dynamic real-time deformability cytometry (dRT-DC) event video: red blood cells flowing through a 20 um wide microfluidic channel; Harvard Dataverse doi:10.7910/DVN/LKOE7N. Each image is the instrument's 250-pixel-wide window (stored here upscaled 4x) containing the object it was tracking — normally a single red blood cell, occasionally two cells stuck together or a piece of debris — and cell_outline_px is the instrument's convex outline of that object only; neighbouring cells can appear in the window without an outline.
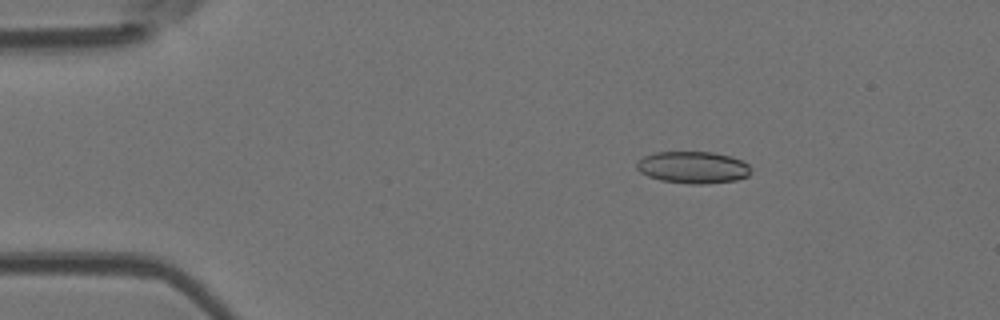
{"species": "Egyptian fruit bat (a non-hibernating species)", "species_latin": "Rousettus aegyptiacus", "temperature_condition": "room temperature", "stored_images_in_passage": 5, "camera_frame_rate_fps": 3000, "um_per_image_px": 0.085, "animal": {"sex": "female"}, "frame": {"image": 1, "passage_image": 3, "time_ms": 2.333, "image_size_px": [1000, 320], "cell_outline_px": [[752, 172], [748, 176], [736, 180], [704, 184], [688, 184], [660, 180], [648, 176], [640, 172], [636, 168], [636, 164], [644, 156], [652, 152], [712, 152], [728, 156], [740, 160], [748, 164]], "centroid_in_image_um": [58.89, 14.23], "position_along_channel_um": 26.1, "area_um2": 21.27}}